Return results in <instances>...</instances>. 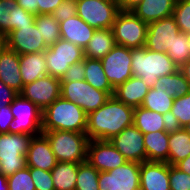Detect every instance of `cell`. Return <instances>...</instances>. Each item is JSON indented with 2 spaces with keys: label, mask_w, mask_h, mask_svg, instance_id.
<instances>
[{
  "label": "cell",
  "mask_w": 190,
  "mask_h": 190,
  "mask_svg": "<svg viewBox=\"0 0 190 190\" xmlns=\"http://www.w3.org/2000/svg\"><path fill=\"white\" fill-rule=\"evenodd\" d=\"M133 119L134 108L112 95L104 105L88 114L86 134L89 140H111L133 125Z\"/></svg>",
  "instance_id": "6da1fadb"
},
{
  "label": "cell",
  "mask_w": 190,
  "mask_h": 190,
  "mask_svg": "<svg viewBox=\"0 0 190 190\" xmlns=\"http://www.w3.org/2000/svg\"><path fill=\"white\" fill-rule=\"evenodd\" d=\"M132 73L147 84L149 88L156 85L159 77L175 73L179 68L166 52L160 53L141 48L131 49Z\"/></svg>",
  "instance_id": "7a4b0ae2"
},
{
  "label": "cell",
  "mask_w": 190,
  "mask_h": 190,
  "mask_svg": "<svg viewBox=\"0 0 190 190\" xmlns=\"http://www.w3.org/2000/svg\"><path fill=\"white\" fill-rule=\"evenodd\" d=\"M88 115L75 103L62 97L49 105L42 115V131L66 130L86 133Z\"/></svg>",
  "instance_id": "3957f363"
},
{
  "label": "cell",
  "mask_w": 190,
  "mask_h": 190,
  "mask_svg": "<svg viewBox=\"0 0 190 190\" xmlns=\"http://www.w3.org/2000/svg\"><path fill=\"white\" fill-rule=\"evenodd\" d=\"M50 142L58 162L82 163L87 161L89 138L86 133L66 130L42 131Z\"/></svg>",
  "instance_id": "277c9868"
},
{
  "label": "cell",
  "mask_w": 190,
  "mask_h": 190,
  "mask_svg": "<svg viewBox=\"0 0 190 190\" xmlns=\"http://www.w3.org/2000/svg\"><path fill=\"white\" fill-rule=\"evenodd\" d=\"M33 138L30 134H0V173L9 177L27 166L26 155Z\"/></svg>",
  "instance_id": "5b68a950"
},
{
  "label": "cell",
  "mask_w": 190,
  "mask_h": 190,
  "mask_svg": "<svg viewBox=\"0 0 190 190\" xmlns=\"http://www.w3.org/2000/svg\"><path fill=\"white\" fill-rule=\"evenodd\" d=\"M115 42L128 48L145 46L148 23L143 22L132 11L120 10L111 28Z\"/></svg>",
  "instance_id": "8992f818"
},
{
  "label": "cell",
  "mask_w": 190,
  "mask_h": 190,
  "mask_svg": "<svg viewBox=\"0 0 190 190\" xmlns=\"http://www.w3.org/2000/svg\"><path fill=\"white\" fill-rule=\"evenodd\" d=\"M10 108L14 118L9 125V133L32 136L42 134L43 111L37 105L19 94L11 103Z\"/></svg>",
  "instance_id": "52a82bcc"
},
{
  "label": "cell",
  "mask_w": 190,
  "mask_h": 190,
  "mask_svg": "<svg viewBox=\"0 0 190 190\" xmlns=\"http://www.w3.org/2000/svg\"><path fill=\"white\" fill-rule=\"evenodd\" d=\"M120 9L116 0H77V15L94 29H111Z\"/></svg>",
  "instance_id": "ba28073f"
},
{
  "label": "cell",
  "mask_w": 190,
  "mask_h": 190,
  "mask_svg": "<svg viewBox=\"0 0 190 190\" xmlns=\"http://www.w3.org/2000/svg\"><path fill=\"white\" fill-rule=\"evenodd\" d=\"M48 75L61 79L70 65L84 60V49L69 41L58 39L45 51Z\"/></svg>",
  "instance_id": "9c48e42d"
},
{
  "label": "cell",
  "mask_w": 190,
  "mask_h": 190,
  "mask_svg": "<svg viewBox=\"0 0 190 190\" xmlns=\"http://www.w3.org/2000/svg\"><path fill=\"white\" fill-rule=\"evenodd\" d=\"M61 97L81 107L88 115L105 104L110 97L106 92L95 89L85 80L61 82Z\"/></svg>",
  "instance_id": "30bf717a"
},
{
  "label": "cell",
  "mask_w": 190,
  "mask_h": 190,
  "mask_svg": "<svg viewBox=\"0 0 190 190\" xmlns=\"http://www.w3.org/2000/svg\"><path fill=\"white\" fill-rule=\"evenodd\" d=\"M99 190H140V163L129 162L109 171L99 172Z\"/></svg>",
  "instance_id": "8fae6325"
},
{
  "label": "cell",
  "mask_w": 190,
  "mask_h": 190,
  "mask_svg": "<svg viewBox=\"0 0 190 190\" xmlns=\"http://www.w3.org/2000/svg\"><path fill=\"white\" fill-rule=\"evenodd\" d=\"M101 63L113 89L133 76L131 48L116 44L114 48L101 59Z\"/></svg>",
  "instance_id": "7c38bea8"
},
{
  "label": "cell",
  "mask_w": 190,
  "mask_h": 190,
  "mask_svg": "<svg viewBox=\"0 0 190 190\" xmlns=\"http://www.w3.org/2000/svg\"><path fill=\"white\" fill-rule=\"evenodd\" d=\"M19 94L44 111L61 97V81L59 78L47 75L24 85Z\"/></svg>",
  "instance_id": "4fadbf2b"
},
{
  "label": "cell",
  "mask_w": 190,
  "mask_h": 190,
  "mask_svg": "<svg viewBox=\"0 0 190 190\" xmlns=\"http://www.w3.org/2000/svg\"><path fill=\"white\" fill-rule=\"evenodd\" d=\"M173 15L148 24L145 47L156 52H167L180 33Z\"/></svg>",
  "instance_id": "5bb4252c"
},
{
  "label": "cell",
  "mask_w": 190,
  "mask_h": 190,
  "mask_svg": "<svg viewBox=\"0 0 190 190\" xmlns=\"http://www.w3.org/2000/svg\"><path fill=\"white\" fill-rule=\"evenodd\" d=\"M87 161L99 172L109 171L127 162L109 140H89Z\"/></svg>",
  "instance_id": "9a60e30c"
},
{
  "label": "cell",
  "mask_w": 190,
  "mask_h": 190,
  "mask_svg": "<svg viewBox=\"0 0 190 190\" xmlns=\"http://www.w3.org/2000/svg\"><path fill=\"white\" fill-rule=\"evenodd\" d=\"M6 46L19 55L43 52L48 48L35 23L31 26L16 27L9 32L6 35Z\"/></svg>",
  "instance_id": "2e32d148"
},
{
  "label": "cell",
  "mask_w": 190,
  "mask_h": 190,
  "mask_svg": "<svg viewBox=\"0 0 190 190\" xmlns=\"http://www.w3.org/2000/svg\"><path fill=\"white\" fill-rule=\"evenodd\" d=\"M109 141L127 161L146 162L143 133L134 125L126 127Z\"/></svg>",
  "instance_id": "e0dca14e"
},
{
  "label": "cell",
  "mask_w": 190,
  "mask_h": 190,
  "mask_svg": "<svg viewBox=\"0 0 190 190\" xmlns=\"http://www.w3.org/2000/svg\"><path fill=\"white\" fill-rule=\"evenodd\" d=\"M57 162L47 137L43 133L33 136L26 155L27 167L51 171Z\"/></svg>",
  "instance_id": "ac0fdd59"
},
{
  "label": "cell",
  "mask_w": 190,
  "mask_h": 190,
  "mask_svg": "<svg viewBox=\"0 0 190 190\" xmlns=\"http://www.w3.org/2000/svg\"><path fill=\"white\" fill-rule=\"evenodd\" d=\"M140 190H170L169 164L149 161L140 163Z\"/></svg>",
  "instance_id": "d6986e66"
},
{
  "label": "cell",
  "mask_w": 190,
  "mask_h": 190,
  "mask_svg": "<svg viewBox=\"0 0 190 190\" xmlns=\"http://www.w3.org/2000/svg\"><path fill=\"white\" fill-rule=\"evenodd\" d=\"M0 80L20 93L23 89L19 54L7 46L0 53Z\"/></svg>",
  "instance_id": "ffe728a7"
},
{
  "label": "cell",
  "mask_w": 190,
  "mask_h": 190,
  "mask_svg": "<svg viewBox=\"0 0 190 190\" xmlns=\"http://www.w3.org/2000/svg\"><path fill=\"white\" fill-rule=\"evenodd\" d=\"M59 28L61 39L74 43L83 49L86 48L96 30L78 15L59 22Z\"/></svg>",
  "instance_id": "44dd1931"
},
{
  "label": "cell",
  "mask_w": 190,
  "mask_h": 190,
  "mask_svg": "<svg viewBox=\"0 0 190 190\" xmlns=\"http://www.w3.org/2000/svg\"><path fill=\"white\" fill-rule=\"evenodd\" d=\"M175 4L176 0H142L131 11L149 24L173 15Z\"/></svg>",
  "instance_id": "7402d4cb"
},
{
  "label": "cell",
  "mask_w": 190,
  "mask_h": 190,
  "mask_svg": "<svg viewBox=\"0 0 190 190\" xmlns=\"http://www.w3.org/2000/svg\"><path fill=\"white\" fill-rule=\"evenodd\" d=\"M149 89L139 77L132 76L114 89L113 96L125 105L135 108L141 106Z\"/></svg>",
  "instance_id": "603a6c76"
},
{
  "label": "cell",
  "mask_w": 190,
  "mask_h": 190,
  "mask_svg": "<svg viewBox=\"0 0 190 190\" xmlns=\"http://www.w3.org/2000/svg\"><path fill=\"white\" fill-rule=\"evenodd\" d=\"M23 85L48 75L45 51L19 55Z\"/></svg>",
  "instance_id": "cb8c5ba5"
},
{
  "label": "cell",
  "mask_w": 190,
  "mask_h": 190,
  "mask_svg": "<svg viewBox=\"0 0 190 190\" xmlns=\"http://www.w3.org/2000/svg\"><path fill=\"white\" fill-rule=\"evenodd\" d=\"M146 151V161L168 163L169 133L155 131L143 134Z\"/></svg>",
  "instance_id": "d4e9b609"
},
{
  "label": "cell",
  "mask_w": 190,
  "mask_h": 190,
  "mask_svg": "<svg viewBox=\"0 0 190 190\" xmlns=\"http://www.w3.org/2000/svg\"><path fill=\"white\" fill-rule=\"evenodd\" d=\"M116 45L111 29H97L84 49V56L101 60Z\"/></svg>",
  "instance_id": "484cf974"
},
{
  "label": "cell",
  "mask_w": 190,
  "mask_h": 190,
  "mask_svg": "<svg viewBox=\"0 0 190 190\" xmlns=\"http://www.w3.org/2000/svg\"><path fill=\"white\" fill-rule=\"evenodd\" d=\"M85 78L84 80L95 89L106 92L109 96L114 94V89L108 81L103 70L101 60L84 58Z\"/></svg>",
  "instance_id": "4316f807"
},
{
  "label": "cell",
  "mask_w": 190,
  "mask_h": 190,
  "mask_svg": "<svg viewBox=\"0 0 190 190\" xmlns=\"http://www.w3.org/2000/svg\"><path fill=\"white\" fill-rule=\"evenodd\" d=\"M79 163L57 162L51 170L55 190H75Z\"/></svg>",
  "instance_id": "83f0119b"
},
{
  "label": "cell",
  "mask_w": 190,
  "mask_h": 190,
  "mask_svg": "<svg viewBox=\"0 0 190 190\" xmlns=\"http://www.w3.org/2000/svg\"><path fill=\"white\" fill-rule=\"evenodd\" d=\"M168 144V164L175 165L190 155V135L184 128L169 133Z\"/></svg>",
  "instance_id": "f1b7e54d"
},
{
  "label": "cell",
  "mask_w": 190,
  "mask_h": 190,
  "mask_svg": "<svg viewBox=\"0 0 190 190\" xmlns=\"http://www.w3.org/2000/svg\"><path fill=\"white\" fill-rule=\"evenodd\" d=\"M133 125L143 134L155 131H165L163 114L147 110L141 106L134 108Z\"/></svg>",
  "instance_id": "f546056e"
},
{
  "label": "cell",
  "mask_w": 190,
  "mask_h": 190,
  "mask_svg": "<svg viewBox=\"0 0 190 190\" xmlns=\"http://www.w3.org/2000/svg\"><path fill=\"white\" fill-rule=\"evenodd\" d=\"M156 86L173 98L182 97L190 92L189 82L179 69L173 74L159 77Z\"/></svg>",
  "instance_id": "4dcf8cb0"
},
{
  "label": "cell",
  "mask_w": 190,
  "mask_h": 190,
  "mask_svg": "<svg viewBox=\"0 0 190 190\" xmlns=\"http://www.w3.org/2000/svg\"><path fill=\"white\" fill-rule=\"evenodd\" d=\"M173 102V97L167 95L165 91L163 92L155 85L149 89L141 107L159 114H166L171 110Z\"/></svg>",
  "instance_id": "1f68e13d"
},
{
  "label": "cell",
  "mask_w": 190,
  "mask_h": 190,
  "mask_svg": "<svg viewBox=\"0 0 190 190\" xmlns=\"http://www.w3.org/2000/svg\"><path fill=\"white\" fill-rule=\"evenodd\" d=\"M35 25L37 30H40L41 38H43L48 47L53 45L58 39H61L59 22L52 14L36 15Z\"/></svg>",
  "instance_id": "d6a6232c"
},
{
  "label": "cell",
  "mask_w": 190,
  "mask_h": 190,
  "mask_svg": "<svg viewBox=\"0 0 190 190\" xmlns=\"http://www.w3.org/2000/svg\"><path fill=\"white\" fill-rule=\"evenodd\" d=\"M99 171L88 161L79 163L75 190H99Z\"/></svg>",
  "instance_id": "836d02e7"
},
{
  "label": "cell",
  "mask_w": 190,
  "mask_h": 190,
  "mask_svg": "<svg viewBox=\"0 0 190 190\" xmlns=\"http://www.w3.org/2000/svg\"><path fill=\"white\" fill-rule=\"evenodd\" d=\"M166 53L178 68L186 63L190 59V46L187 34L180 32Z\"/></svg>",
  "instance_id": "e575fe53"
},
{
  "label": "cell",
  "mask_w": 190,
  "mask_h": 190,
  "mask_svg": "<svg viewBox=\"0 0 190 190\" xmlns=\"http://www.w3.org/2000/svg\"><path fill=\"white\" fill-rule=\"evenodd\" d=\"M173 16L181 32L190 33V0H176Z\"/></svg>",
  "instance_id": "d590c367"
},
{
  "label": "cell",
  "mask_w": 190,
  "mask_h": 190,
  "mask_svg": "<svg viewBox=\"0 0 190 190\" xmlns=\"http://www.w3.org/2000/svg\"><path fill=\"white\" fill-rule=\"evenodd\" d=\"M7 181L9 190H35L30 174V167L27 166L7 177Z\"/></svg>",
  "instance_id": "8d00e7d4"
},
{
  "label": "cell",
  "mask_w": 190,
  "mask_h": 190,
  "mask_svg": "<svg viewBox=\"0 0 190 190\" xmlns=\"http://www.w3.org/2000/svg\"><path fill=\"white\" fill-rule=\"evenodd\" d=\"M170 112L179 120L183 128L190 123V92L182 97L174 98Z\"/></svg>",
  "instance_id": "74e56055"
},
{
  "label": "cell",
  "mask_w": 190,
  "mask_h": 190,
  "mask_svg": "<svg viewBox=\"0 0 190 190\" xmlns=\"http://www.w3.org/2000/svg\"><path fill=\"white\" fill-rule=\"evenodd\" d=\"M35 23V15L25 11L22 7L15 5L10 13L9 32L16 27L31 26Z\"/></svg>",
  "instance_id": "f35d334b"
},
{
  "label": "cell",
  "mask_w": 190,
  "mask_h": 190,
  "mask_svg": "<svg viewBox=\"0 0 190 190\" xmlns=\"http://www.w3.org/2000/svg\"><path fill=\"white\" fill-rule=\"evenodd\" d=\"M170 190H190V175L169 164Z\"/></svg>",
  "instance_id": "ab89813d"
},
{
  "label": "cell",
  "mask_w": 190,
  "mask_h": 190,
  "mask_svg": "<svg viewBox=\"0 0 190 190\" xmlns=\"http://www.w3.org/2000/svg\"><path fill=\"white\" fill-rule=\"evenodd\" d=\"M30 174L35 190H55L51 171L30 167Z\"/></svg>",
  "instance_id": "60d3db41"
},
{
  "label": "cell",
  "mask_w": 190,
  "mask_h": 190,
  "mask_svg": "<svg viewBox=\"0 0 190 190\" xmlns=\"http://www.w3.org/2000/svg\"><path fill=\"white\" fill-rule=\"evenodd\" d=\"M77 15V0H63L53 11L52 16L62 22Z\"/></svg>",
  "instance_id": "b9f144b4"
},
{
  "label": "cell",
  "mask_w": 190,
  "mask_h": 190,
  "mask_svg": "<svg viewBox=\"0 0 190 190\" xmlns=\"http://www.w3.org/2000/svg\"><path fill=\"white\" fill-rule=\"evenodd\" d=\"M16 5V0H0V34L9 33L10 13Z\"/></svg>",
  "instance_id": "7bdbcfd3"
},
{
  "label": "cell",
  "mask_w": 190,
  "mask_h": 190,
  "mask_svg": "<svg viewBox=\"0 0 190 190\" xmlns=\"http://www.w3.org/2000/svg\"><path fill=\"white\" fill-rule=\"evenodd\" d=\"M85 78V65L84 60L73 63L69 66L63 77L60 79L61 82H74L81 81Z\"/></svg>",
  "instance_id": "ee69618b"
},
{
  "label": "cell",
  "mask_w": 190,
  "mask_h": 190,
  "mask_svg": "<svg viewBox=\"0 0 190 190\" xmlns=\"http://www.w3.org/2000/svg\"><path fill=\"white\" fill-rule=\"evenodd\" d=\"M63 0H34L35 16L52 14Z\"/></svg>",
  "instance_id": "f6af8a7d"
},
{
  "label": "cell",
  "mask_w": 190,
  "mask_h": 190,
  "mask_svg": "<svg viewBox=\"0 0 190 190\" xmlns=\"http://www.w3.org/2000/svg\"><path fill=\"white\" fill-rule=\"evenodd\" d=\"M19 95L14 89L6 86L0 80V109L3 106L11 105L13 100Z\"/></svg>",
  "instance_id": "bcb514c9"
},
{
  "label": "cell",
  "mask_w": 190,
  "mask_h": 190,
  "mask_svg": "<svg viewBox=\"0 0 190 190\" xmlns=\"http://www.w3.org/2000/svg\"><path fill=\"white\" fill-rule=\"evenodd\" d=\"M13 118L10 105L3 106L0 109V134L9 133V125L13 121Z\"/></svg>",
  "instance_id": "7dc6e473"
},
{
  "label": "cell",
  "mask_w": 190,
  "mask_h": 190,
  "mask_svg": "<svg viewBox=\"0 0 190 190\" xmlns=\"http://www.w3.org/2000/svg\"><path fill=\"white\" fill-rule=\"evenodd\" d=\"M163 122L164 130L167 133H172L182 128L179 120L170 111L163 114Z\"/></svg>",
  "instance_id": "c3c4849f"
},
{
  "label": "cell",
  "mask_w": 190,
  "mask_h": 190,
  "mask_svg": "<svg viewBox=\"0 0 190 190\" xmlns=\"http://www.w3.org/2000/svg\"><path fill=\"white\" fill-rule=\"evenodd\" d=\"M142 0H116L118 7L122 11H131L136 7Z\"/></svg>",
  "instance_id": "681fc988"
},
{
  "label": "cell",
  "mask_w": 190,
  "mask_h": 190,
  "mask_svg": "<svg viewBox=\"0 0 190 190\" xmlns=\"http://www.w3.org/2000/svg\"><path fill=\"white\" fill-rule=\"evenodd\" d=\"M16 5L35 15L34 0H16Z\"/></svg>",
  "instance_id": "f907efd6"
},
{
  "label": "cell",
  "mask_w": 190,
  "mask_h": 190,
  "mask_svg": "<svg viewBox=\"0 0 190 190\" xmlns=\"http://www.w3.org/2000/svg\"><path fill=\"white\" fill-rule=\"evenodd\" d=\"M180 171L190 175V155L174 165Z\"/></svg>",
  "instance_id": "816d5d0a"
},
{
  "label": "cell",
  "mask_w": 190,
  "mask_h": 190,
  "mask_svg": "<svg viewBox=\"0 0 190 190\" xmlns=\"http://www.w3.org/2000/svg\"><path fill=\"white\" fill-rule=\"evenodd\" d=\"M179 71L184 75L190 85V59L179 67Z\"/></svg>",
  "instance_id": "f5cc1de1"
},
{
  "label": "cell",
  "mask_w": 190,
  "mask_h": 190,
  "mask_svg": "<svg viewBox=\"0 0 190 190\" xmlns=\"http://www.w3.org/2000/svg\"><path fill=\"white\" fill-rule=\"evenodd\" d=\"M0 190H9L7 177L0 173Z\"/></svg>",
  "instance_id": "db71d44e"
},
{
  "label": "cell",
  "mask_w": 190,
  "mask_h": 190,
  "mask_svg": "<svg viewBox=\"0 0 190 190\" xmlns=\"http://www.w3.org/2000/svg\"><path fill=\"white\" fill-rule=\"evenodd\" d=\"M6 47V36L0 34V53Z\"/></svg>",
  "instance_id": "11a10c76"
},
{
  "label": "cell",
  "mask_w": 190,
  "mask_h": 190,
  "mask_svg": "<svg viewBox=\"0 0 190 190\" xmlns=\"http://www.w3.org/2000/svg\"><path fill=\"white\" fill-rule=\"evenodd\" d=\"M190 135V123L183 127Z\"/></svg>",
  "instance_id": "9f6ffc18"
},
{
  "label": "cell",
  "mask_w": 190,
  "mask_h": 190,
  "mask_svg": "<svg viewBox=\"0 0 190 190\" xmlns=\"http://www.w3.org/2000/svg\"><path fill=\"white\" fill-rule=\"evenodd\" d=\"M187 37H188V44H189V46H190V33L187 34Z\"/></svg>",
  "instance_id": "6f0895ef"
}]
</instances>
